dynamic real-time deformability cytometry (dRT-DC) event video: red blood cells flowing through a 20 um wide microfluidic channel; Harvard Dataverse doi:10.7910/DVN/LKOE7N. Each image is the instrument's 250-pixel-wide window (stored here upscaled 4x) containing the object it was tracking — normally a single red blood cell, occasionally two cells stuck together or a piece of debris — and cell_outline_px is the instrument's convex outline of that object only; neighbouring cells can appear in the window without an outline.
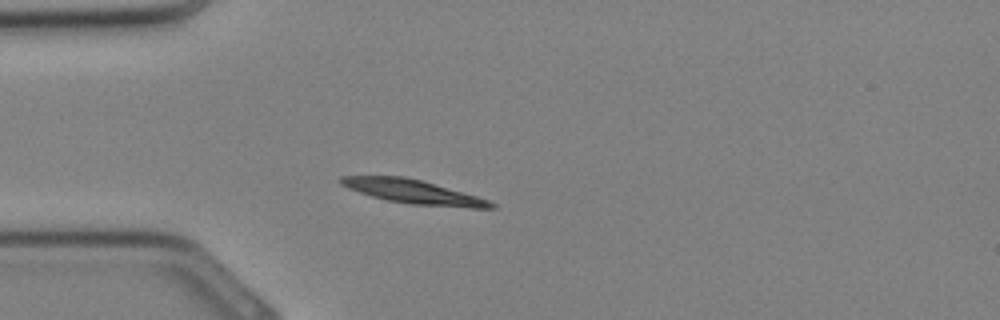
{"species": "Egyptian fruit bat (a non-hibernating species)", "species_latin": "Rousettus aegyptiacus", "temperature_condition": "cold", "stored_images_in_passage": 31, "camera_frame_rate_fps": 3000, "um_per_image_px": 0.085, "animal": {"sex": "female"}, "frame": {"image": 1, "passage_image": 7, "time_ms": 2.0, "image_size_px": [1000, 320], "cell_outline_px": [[496, 208], [472, 208], [408, 204], [388, 200], [372, 196], [348, 188], [340, 184], [336, 180], [340, 176], [404, 176], [420, 180], [476, 196], [488, 200], [496, 204]], "centroid_in_image_um": [35.09, 16.3], "position_along_channel_um": 49.9, "area_um2": 20.69}}
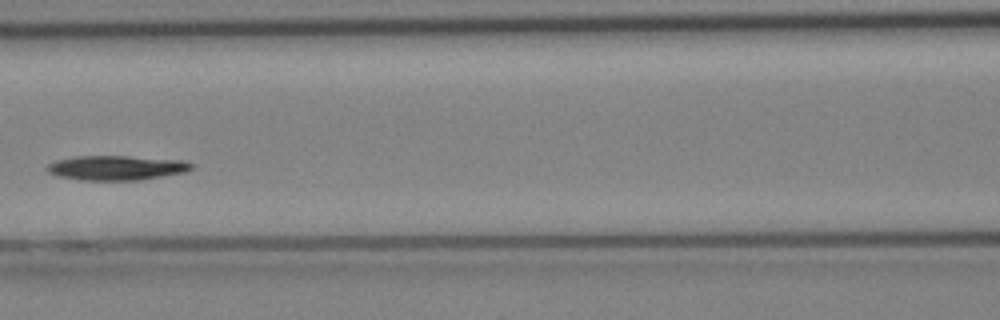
{"frame": {"image": 2, "passage_image": 13, "time_ms": 4.0, "image_size_px": [1000, 320], "cell_outline_px": [[192, 168], [188, 172], [140, 180], [84, 180], [60, 176], [48, 172], [44, 168], [48, 164], [56, 160], [76, 156], [128, 156], [180, 160], [192, 164]], "centroid_in_image_um": [9.89, 14.26], "position_along_channel_um": 156.7, "area_um2": 20.63}}
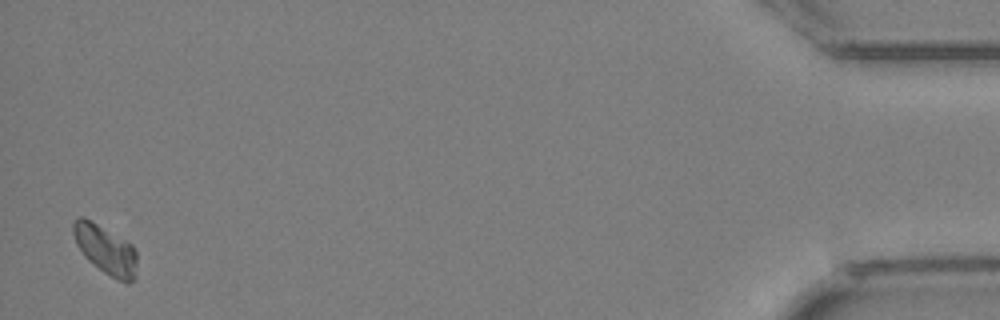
{"frame": {"image": 3, "passage_image": 31, "time_ms": 10.0, "image_size_px": [1000, 320], "cell_outline_px": [[136, 276], [128, 284], [116, 280], [104, 272], [88, 260], [84, 256], [76, 244], [72, 232], [72, 224], [80, 216], [84, 216], [132, 244], [136, 252]], "centroid_in_image_um": [8.97, 21.23], "position_along_channel_um": 426.2, "area_um2": 18.21}}